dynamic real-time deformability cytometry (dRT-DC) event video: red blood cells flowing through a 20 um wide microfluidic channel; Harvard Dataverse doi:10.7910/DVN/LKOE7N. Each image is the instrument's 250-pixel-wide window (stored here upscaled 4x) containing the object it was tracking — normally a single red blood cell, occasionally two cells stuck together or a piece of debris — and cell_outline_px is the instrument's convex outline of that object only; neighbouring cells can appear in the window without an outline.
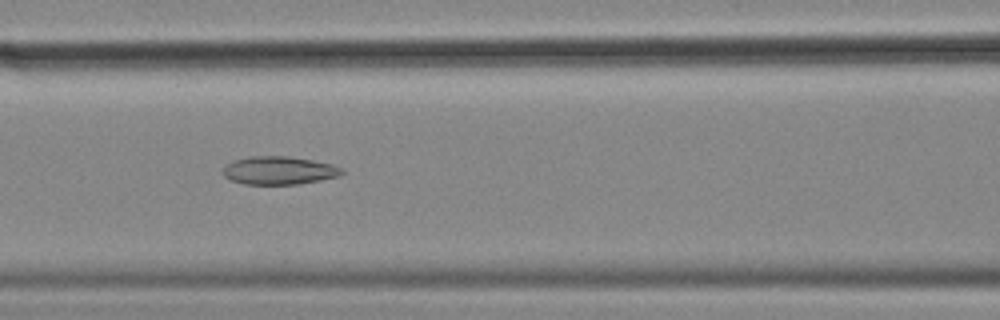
{"species": "common noctule bat (a hibernating species)", "species_latin": "Nyctalus noctula", "temperature_condition": "cold", "stored_images_in_passage": 56, "camera_frame_rate_fps": 3000, "um_per_image_px": 0.085, "animal": {"sex": "female", "body_mass_g": 18.4}, "frame": {"image": 1, "passage_image": 24, "time_ms": 7.667, "image_size_px": [1000, 320], "cell_outline_px": [[344, 172], [336, 176], [320, 180], [296, 184], [244, 184], [232, 180], [224, 176], [224, 168], [232, 160], [248, 156], [288, 156], [312, 160], [332, 164], [340, 168]], "centroid_in_image_um": [23.68, 14.48], "position_along_channel_um": 142.9, "area_um2": 19.25}}
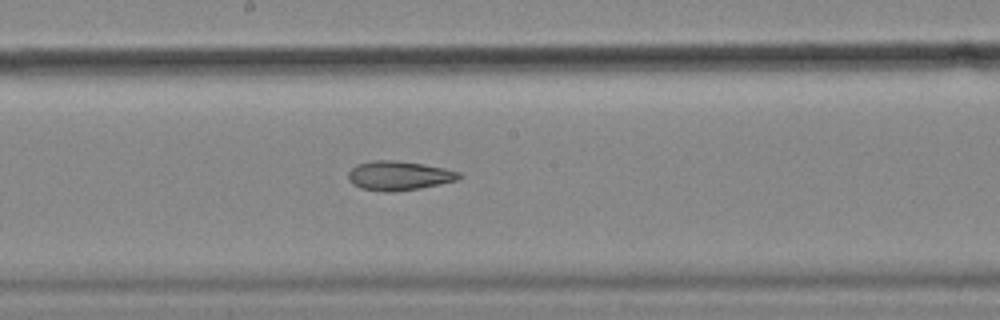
{"frame": {"image": 2, "passage_image": 30, "time_ms": 9.667, "image_size_px": [1000, 320], "cell_outline_px": [[464, 176], [456, 180], [440, 184], [420, 188], [392, 192], [384, 192], [360, 188], [352, 184], [348, 180], [348, 172], [356, 164], [372, 160], [396, 160], [444, 168], [460, 172]], "centroid_in_image_um": [33.88, 14.93], "position_along_channel_um": 214.3, "area_um2": 18.96}}
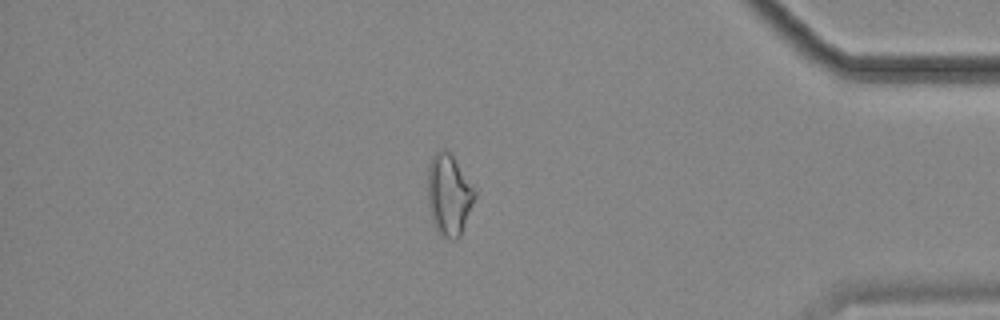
{"frame": {"image": 3, "passage_image": 48, "time_ms": 15.667, "image_size_px": [1000, 320], "cell_outline_px": [[476, 196], [460, 236], [456, 240], [452, 240], [444, 236], [436, 228], [432, 220], [428, 204], [428, 164], [432, 156], [440, 148], [444, 148], [452, 156], [476, 192]], "centroid_in_image_um": [38.14, 16.55], "position_along_channel_um": 397.1, "area_um2": 21.91}, "authors_computed_cell_mechanics": {"area_um2": 22.1085, "velocity_mm_per_s": 3.5829, "shape_relaxation_time_tau1_ms": null, "shape_relaxation_time_tau2_ms": 7.7152, "deformation_change_tau1": null, "deformation_change_tau2": 0.1812}}